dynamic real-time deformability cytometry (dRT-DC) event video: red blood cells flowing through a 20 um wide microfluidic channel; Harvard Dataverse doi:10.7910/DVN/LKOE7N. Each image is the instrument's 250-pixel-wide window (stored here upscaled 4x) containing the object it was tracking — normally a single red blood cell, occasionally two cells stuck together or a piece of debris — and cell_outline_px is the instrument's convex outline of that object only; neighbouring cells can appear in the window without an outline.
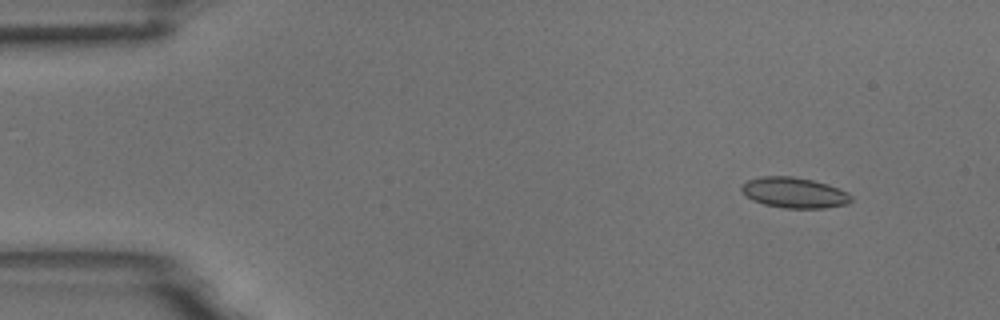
{"species": "common noctule bat (a hibernating species)", "species_latin": "Nyctalus noctula", "temperature_condition": "room temperature", "stored_images_in_passage": 5, "camera_frame_rate_fps": 3000, "um_per_image_px": 0.085, "animal": {"sex": "male", "body_mass_g": 18.8}, "frame": {"image": 1, "passage_image": 2, "time_ms": 0.333, "image_size_px": [1000, 320], "cell_outline_px": [[852, 200], [848, 204], [824, 208], [784, 208], [764, 204], [752, 200], [740, 188], [740, 184], [748, 180], [764, 176], [792, 176], [812, 180], [828, 184], [848, 192], [852, 196]], "centroid_in_image_um": [67.53, 16.38], "position_along_channel_um": 17.5, "area_um2": 19.54}}
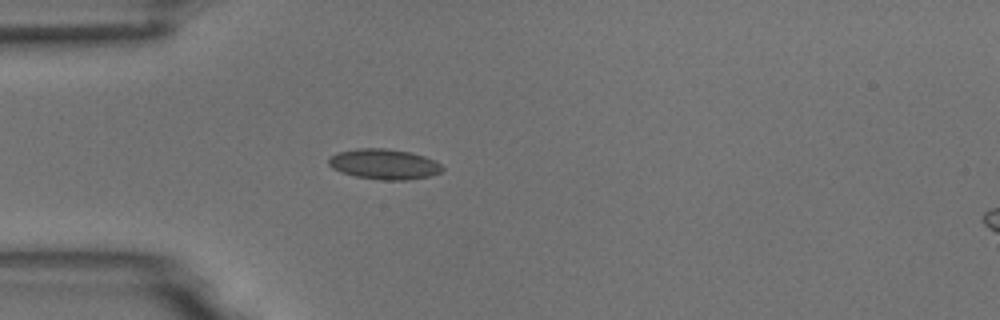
{"frame": {"image": 2, "passage_image": 5, "time_ms": 1.333, "image_size_px": [1000, 320], "cell_outline_px": [[444, 168], [440, 172], [432, 176], [408, 180], [380, 180], [356, 176], [340, 172], [332, 168], [328, 164], [328, 160], [332, 156], [340, 152], [356, 148], [384, 148], [408, 152], [424, 156], [436, 160]], "centroid_in_image_um": [32.67, 13.96], "position_along_channel_um": 52.3, "area_um2": 20.11}}